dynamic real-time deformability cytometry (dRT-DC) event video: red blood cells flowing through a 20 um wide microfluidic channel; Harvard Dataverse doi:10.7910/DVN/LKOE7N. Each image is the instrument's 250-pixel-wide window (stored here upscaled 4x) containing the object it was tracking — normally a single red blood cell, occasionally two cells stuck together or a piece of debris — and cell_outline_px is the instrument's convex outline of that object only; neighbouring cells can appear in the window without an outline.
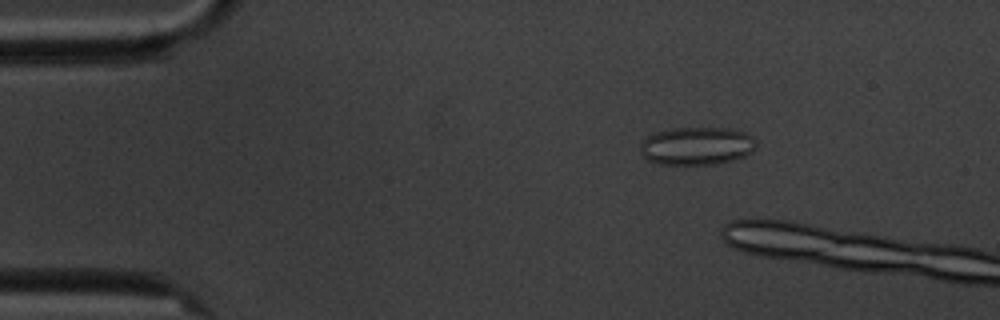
{"species": "common noctule bat (a hibernating species)", "species_latin": "Nyctalus noctula", "temperature_condition": "cold", "stored_images_in_passage": 3, "camera_frame_rate_fps": 3000, "um_per_image_px": 0.085, "animal": {"sex": "male", "body_mass_g": 20.1, "forearm_length_mm": 53.5}, "frame": {"image": 1, "passage_image": 1, "time_ms": 0.0, "image_size_px": [1000, 320], "cell_outline_px": [[756, 148], [752, 152], [744, 156], [732, 160], [716, 164], [656, 164], [648, 160], [640, 152], [640, 144], [648, 136], [656, 132], [672, 128], [732, 128], [744, 132], [752, 136], [756, 140]], "centroid_in_image_um": [59.24, 12.4], "position_along_channel_um": 25.8, "area_um2": 25.78}}